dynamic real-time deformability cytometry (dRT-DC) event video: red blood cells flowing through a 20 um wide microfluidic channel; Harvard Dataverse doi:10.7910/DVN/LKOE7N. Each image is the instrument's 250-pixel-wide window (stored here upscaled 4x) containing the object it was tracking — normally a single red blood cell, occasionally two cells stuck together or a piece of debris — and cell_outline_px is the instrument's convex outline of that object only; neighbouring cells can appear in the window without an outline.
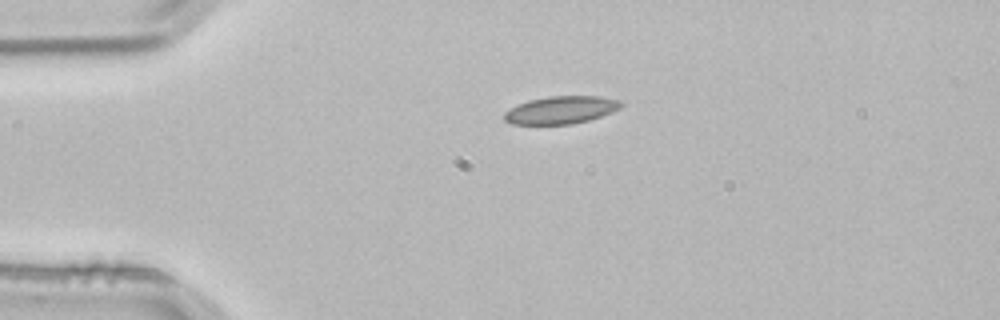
{"species": "common noctule bat (a hibernating species)", "species_latin": "Nyctalus noctula", "temperature_condition": "room temperature", "stored_images_in_passage": 2, "camera_frame_rate_fps": 3000, "um_per_image_px": 0.085, "animal": {"sex": "male", "body_mass_g": 21.5, "forearm_length_mm": 52.0}, "frame": {"image": 1, "passage_image": 1, "time_ms": 0.0, "image_size_px": [1000, 320], "cell_outline_px": [[624, 104], [620, 108], [612, 112], [588, 120], [572, 124], [512, 124], [504, 120], [504, 112], [516, 104], [528, 100], [548, 96], [600, 96], [620, 100]], "centroid_in_image_um": [47.67, 9.34], "position_along_channel_um": 37.3, "area_um2": 18.9}}
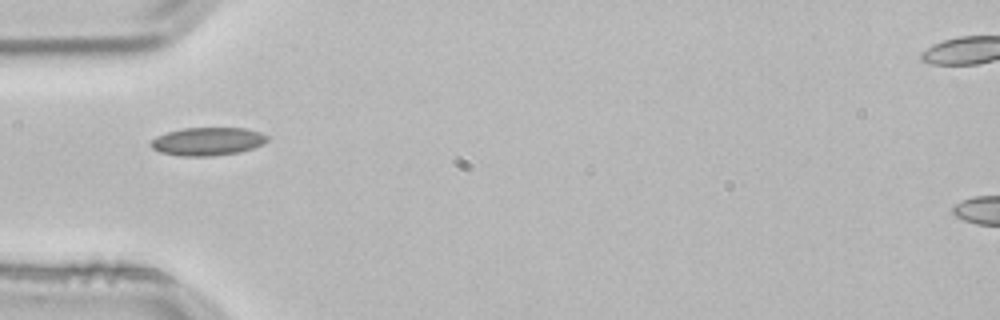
{"frame": {"image": 2, "passage_image": 2, "time_ms": 0.333, "image_size_px": [1000, 320], "cell_outline_px": [[268, 140], [264, 144], [240, 152], [212, 156], [180, 156], [160, 152], [152, 148], [148, 144], [156, 136], [180, 128], [244, 128], [260, 132], [268, 136]], "centroid_in_image_um": [17.63, 12.02], "position_along_channel_um": 67.4, "area_um2": 19.19}}